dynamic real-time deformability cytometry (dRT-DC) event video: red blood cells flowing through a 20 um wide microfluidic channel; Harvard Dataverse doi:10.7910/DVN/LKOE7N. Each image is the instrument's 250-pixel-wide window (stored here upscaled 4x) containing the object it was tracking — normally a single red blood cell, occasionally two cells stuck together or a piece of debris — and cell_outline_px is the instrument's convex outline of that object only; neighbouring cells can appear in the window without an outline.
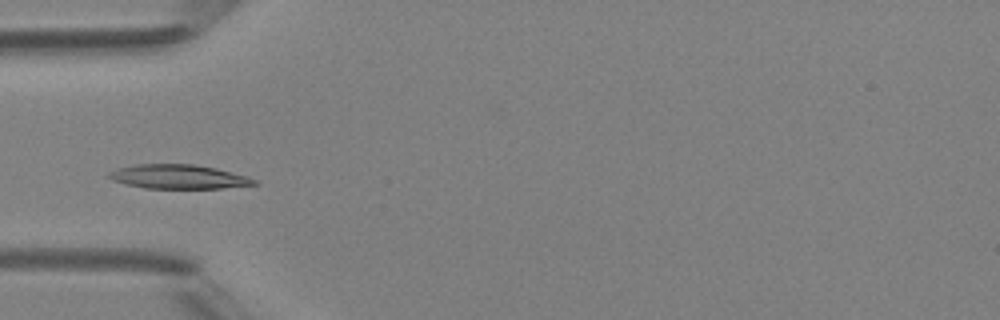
{"species": "Egyptian fruit bat (a non-hibernating species)", "species_latin": "Rousettus aegyptiacus", "temperature_condition": "room temperature", "stored_images_in_passage": 3, "camera_frame_rate_fps": 3000, "um_per_image_px": 0.085, "animal": {"sex": "female"}, "frame": {"image": 1, "passage_image": 3, "time_ms": 2.333, "image_size_px": [1000, 320], "cell_outline_px": [[260, 184], [220, 188], [144, 188], [124, 184], [112, 180], [108, 176], [108, 172], [116, 168], [136, 164], [192, 164], [216, 168], [248, 176], [256, 180]], "centroid_in_image_um": [15.15, 15.02], "position_along_channel_um": 69.8, "area_um2": 20.52}}